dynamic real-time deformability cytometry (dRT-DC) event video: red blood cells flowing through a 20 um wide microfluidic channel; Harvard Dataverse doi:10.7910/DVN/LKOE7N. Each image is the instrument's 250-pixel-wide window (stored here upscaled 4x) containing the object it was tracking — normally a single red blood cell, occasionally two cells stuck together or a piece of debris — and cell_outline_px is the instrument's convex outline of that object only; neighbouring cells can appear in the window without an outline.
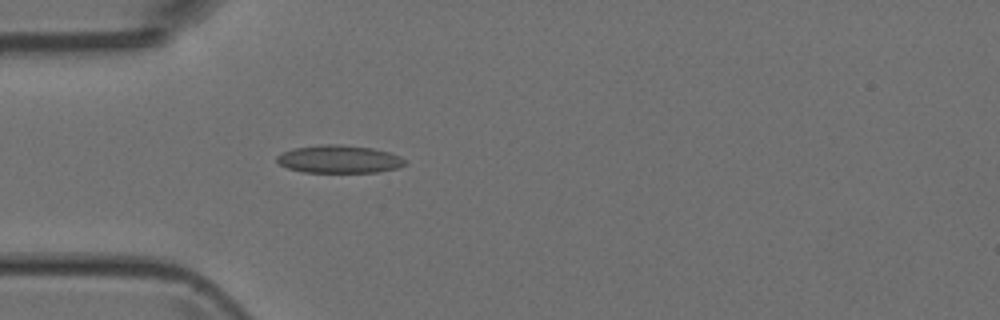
{"species": "Egyptian fruit bat (a non-hibernating species)", "species_latin": "Rousettus aegyptiacus", "temperature_condition": "room temperature", "stored_images_in_passage": 4, "camera_frame_rate_fps": 3000, "um_per_image_px": 0.085, "animal": {"sex": "female"}, "frame": {"image": 1, "passage_image": 4, "time_ms": 4.0, "image_size_px": [1000, 320], "cell_outline_px": [[408, 160], [404, 164], [396, 168], [376, 172], [304, 172], [288, 168], [280, 164], [276, 160], [276, 156], [292, 148], [320, 144], [340, 144], [372, 148], [388, 152], [400, 156]], "centroid_in_image_um": [28.81, 13.52], "position_along_channel_um": 56.2, "area_um2": 20.75}}